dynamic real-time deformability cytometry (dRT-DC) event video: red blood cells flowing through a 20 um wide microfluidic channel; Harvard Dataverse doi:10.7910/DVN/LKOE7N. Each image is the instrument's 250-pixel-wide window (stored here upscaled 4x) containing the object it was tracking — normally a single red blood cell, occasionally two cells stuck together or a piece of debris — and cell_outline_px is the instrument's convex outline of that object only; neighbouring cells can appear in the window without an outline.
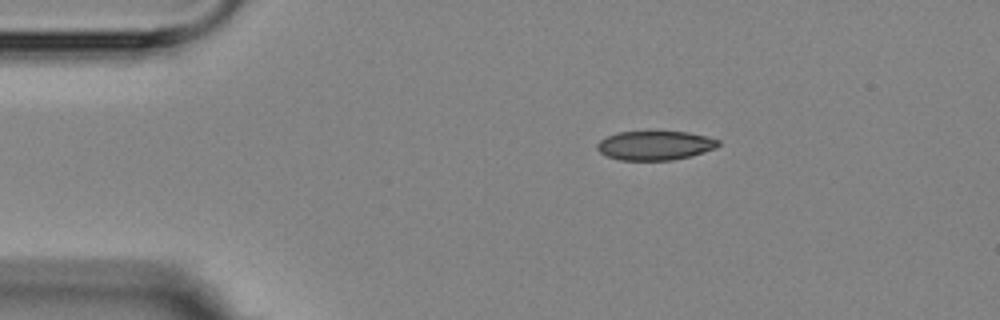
{"species": "Egyptian fruit bat (a non-hibernating species)", "species_latin": "Rousettus aegyptiacus", "temperature_condition": "room temperature", "stored_images_in_passage": 4, "camera_frame_rate_fps": 3000, "um_per_image_px": 0.085, "animal": {"sex": "female"}, "frame": {"image": 1, "passage_image": 1, "time_ms": 0.0, "image_size_px": [1000, 320], "cell_outline_px": [[720, 144], [716, 148], [692, 156], [672, 160], [620, 160], [608, 156], [600, 152], [596, 148], [596, 144], [600, 140], [616, 132], [688, 132], [708, 136], [720, 140]], "centroid_in_image_um": [55.7, 12.36], "position_along_channel_um": 29.3, "area_um2": 20.63}}
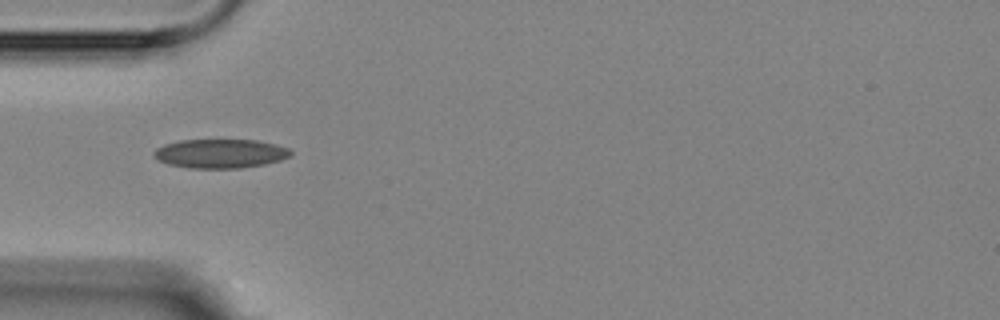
{"frame": {"image": 2, "passage_image": 3, "time_ms": 2.333, "image_size_px": [1000, 320], "cell_outline_px": [[292, 156], [280, 160], [264, 164], [240, 168], [188, 168], [168, 164], [152, 156], [152, 152], [156, 148], [164, 144], [180, 140], [256, 140], [276, 144], [288, 148], [292, 152]], "centroid_in_image_um": [18.72, 13.05], "position_along_channel_um": 66.3, "area_um2": 23.24}}